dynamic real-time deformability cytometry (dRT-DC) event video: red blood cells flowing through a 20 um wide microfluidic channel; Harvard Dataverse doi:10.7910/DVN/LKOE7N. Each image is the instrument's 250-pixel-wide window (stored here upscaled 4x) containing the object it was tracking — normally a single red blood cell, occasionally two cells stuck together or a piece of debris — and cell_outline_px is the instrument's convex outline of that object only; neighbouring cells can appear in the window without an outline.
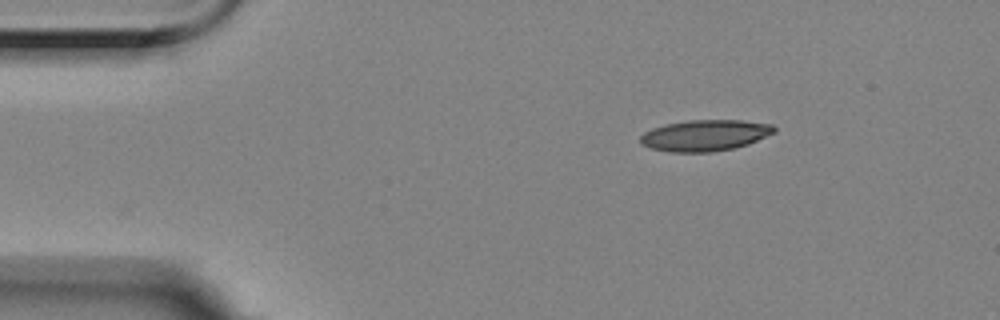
{"species": "Egyptian fruit bat (a non-hibernating species)", "species_latin": "Rousettus aegyptiacus", "temperature_condition": "room temperature", "stored_images_in_passage": 39, "camera_frame_rate_fps": 3000, "um_per_image_px": 0.085, "animal": {"sex": "female"}, "frame": {"image": 1, "passage_image": 1, "time_ms": 0.0, "image_size_px": [1000, 320], "cell_outline_px": [[776, 132], [748, 144], [736, 148], [712, 152], [672, 152], [652, 148], [640, 144], [640, 136], [644, 132], [652, 128], [664, 124], [688, 120], [740, 120], [772, 124], [776, 128]], "centroid_in_image_um": [59.93, 11.5], "position_along_channel_um": 25.1, "area_um2": 24.45}}
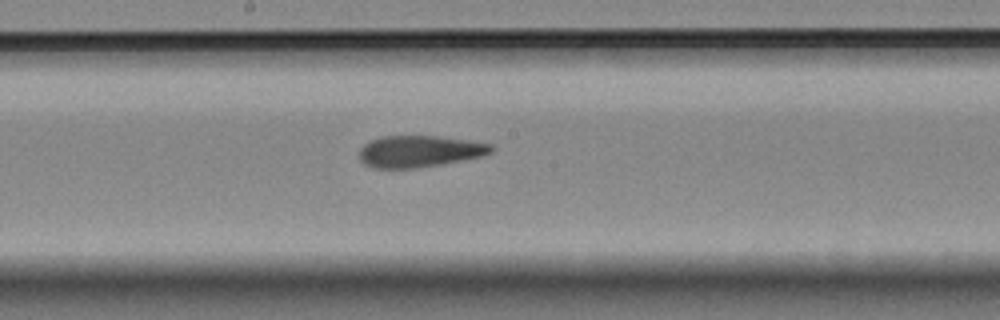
{"frame": {"image": 2, "passage_image": 22, "time_ms": 7.0, "image_size_px": [1000, 320], "cell_outline_px": [[496, 148], [492, 152], [480, 156], [440, 164], [416, 168], [372, 168], [364, 164], [360, 160], [360, 148], [364, 144], [380, 136], [436, 136], [468, 140], [492, 144]], "centroid_in_image_um": [35.64, 12.86], "position_along_channel_um": 212.6, "area_um2": 24.22}}
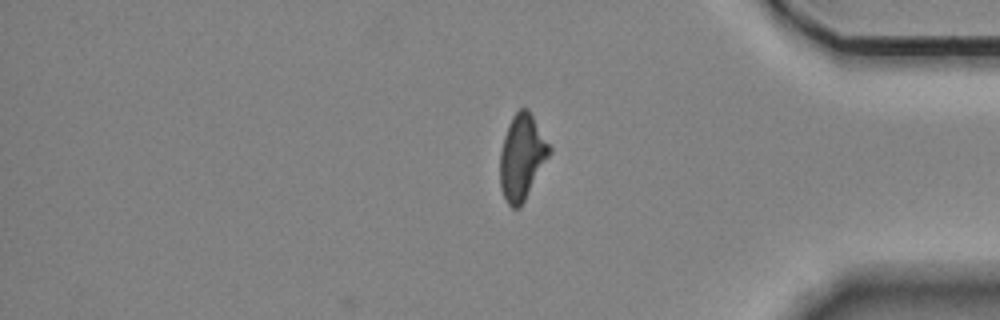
{"frame": {"image": 3, "passage_image": 39, "time_ms": 12.667, "image_size_px": [1000, 320], "cell_outline_px": [[552, 152], [520, 208], [512, 208], [508, 204], [500, 188], [500, 152], [504, 136], [508, 124], [512, 116], [520, 108], [528, 108], [552, 148]], "centroid_in_image_um": [44.37, 13.34], "position_along_channel_um": 390.8, "area_um2": 24.62}, "authors_computed_cell_mechanics": {"area_um2": 25.0852, "velocity_mm_per_s": 3.5384, "shape_relaxation_time_tau1_ms": null, "shape_relaxation_time_tau2_ms": 2.9293, "deformation_change_tau1": null, "deformation_change_tau2": 0.1255}}